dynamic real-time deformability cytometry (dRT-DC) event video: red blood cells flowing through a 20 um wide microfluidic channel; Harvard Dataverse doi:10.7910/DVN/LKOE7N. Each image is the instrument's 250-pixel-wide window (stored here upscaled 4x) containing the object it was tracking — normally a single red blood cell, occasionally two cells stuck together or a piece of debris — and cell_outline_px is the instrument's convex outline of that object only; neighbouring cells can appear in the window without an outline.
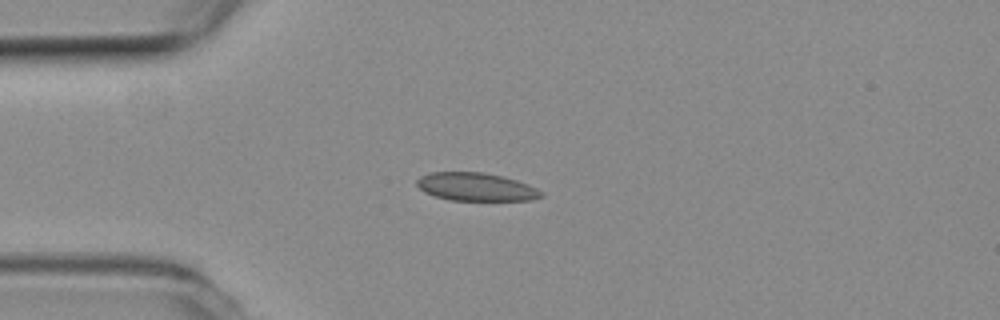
{"species": "common noctule bat (a hibernating species)", "species_latin": "Nyctalus noctula", "temperature_condition": "room temperature", "stored_images_in_passage": 4, "camera_frame_rate_fps": 3000, "um_per_image_px": 0.085, "animal": {"sex": "female", "body_mass_g": 19.3, "forearm_length_mm": 54.1}, "frame": {"image": 1, "passage_image": 2, "time_ms": 0.333, "image_size_px": [1000, 320], "cell_outline_px": [[544, 196], [532, 200], [452, 200], [436, 196], [424, 192], [416, 184], [416, 180], [420, 176], [428, 172], [484, 172], [504, 176], [528, 184], [544, 192]], "centroid_in_image_um": [40.47, 15.87], "position_along_channel_um": 44.5, "area_um2": 20.46}}
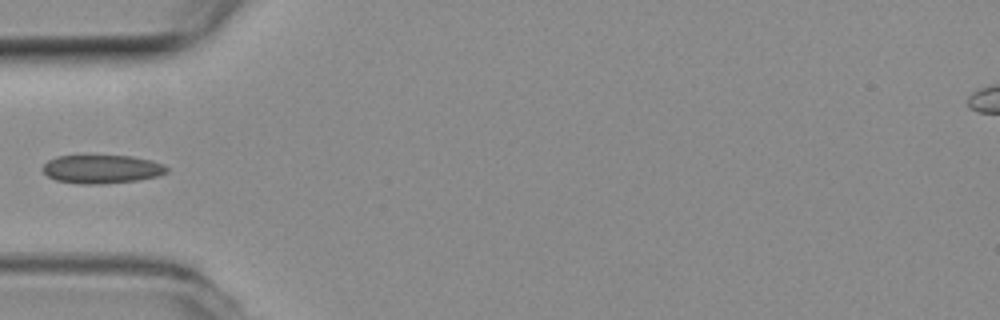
{"frame": {"image": 2, "passage_image": 3, "time_ms": 0.667, "image_size_px": [1000, 320], "cell_outline_px": [[168, 172], [160, 176], [136, 180], [100, 184], [80, 184], [56, 180], [48, 176], [40, 168], [48, 160], [56, 156], [84, 152], [132, 156], [152, 160], [164, 164], [168, 168]], "centroid_in_image_um": [8.62, 14.31], "position_along_channel_um": 76.4, "area_um2": 21.79}}
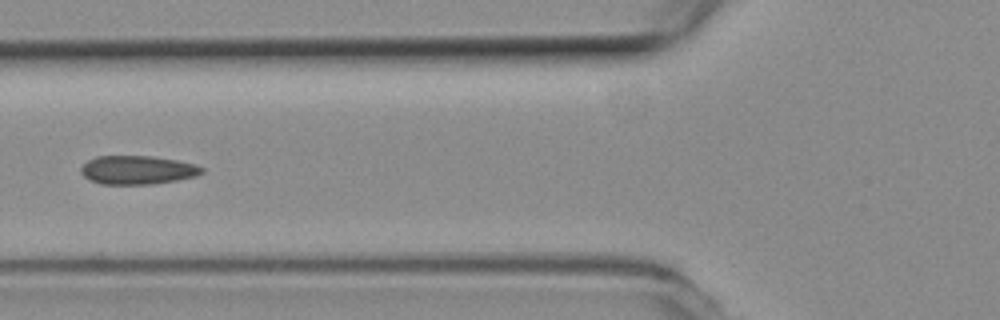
{"frame": {"image": 3, "passage_image": 4, "time_ms": 1.0, "image_size_px": [1000, 320], "cell_outline_px": [[204, 172], [196, 176], [176, 180], [152, 184], [100, 184], [88, 180], [80, 172], [80, 168], [88, 160], [96, 156], [152, 156], [176, 160], [196, 164], [204, 168]], "centroid_in_image_um": [11.67, 14.45], "position_along_channel_um": 114.1, "area_um2": 20.29}}